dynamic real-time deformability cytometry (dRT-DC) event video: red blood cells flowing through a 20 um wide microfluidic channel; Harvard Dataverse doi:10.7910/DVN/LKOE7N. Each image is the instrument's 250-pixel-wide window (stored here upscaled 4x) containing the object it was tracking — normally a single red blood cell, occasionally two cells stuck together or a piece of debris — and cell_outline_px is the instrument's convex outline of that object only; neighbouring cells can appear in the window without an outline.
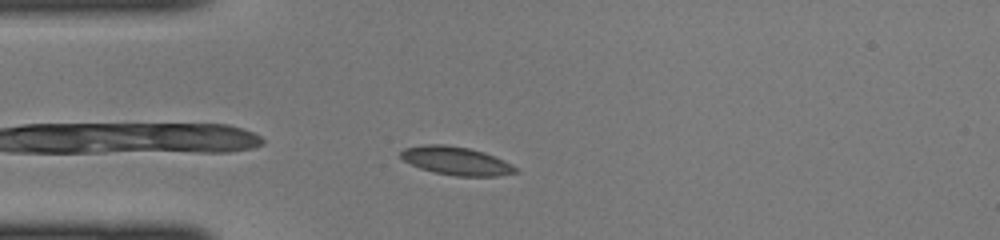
{"species": "common noctule bat (a hibernating species)", "species_latin": "Nyctalus noctula", "temperature_condition": "cold", "stored_images_in_passage": 36, "camera_frame_rate_fps": 3000, "um_per_image_px": 0.085, "animal": {"sex": "female", "body_mass_g": 22.0, "forearm_length_mm": 56.7}, "frame": {"image": 1, "passage_image": 3, "time_ms": 0.667, "image_size_px": [1000, 240], "cell_outline_px": [[520, 172], [496, 176], [456, 176], [432, 172], [420, 168], [404, 160], [400, 156], [400, 152], [404, 148], [424, 144], [444, 144], [468, 148], [484, 152], [504, 160], [512, 164]], "centroid_in_image_um": [38.78, 13.67], "position_along_channel_um": 46.2, "area_um2": 18.96}}
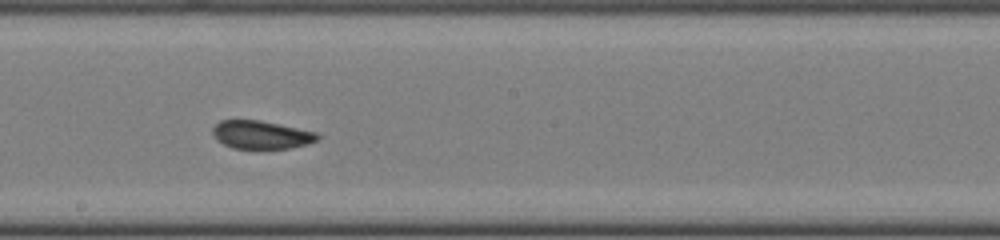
{"frame": {"image": 2, "passage_image": 16, "time_ms": 5.0, "image_size_px": [1000, 240], "cell_outline_px": [[320, 140], [308, 144], [292, 148], [232, 148], [216, 140], [212, 132], [212, 128], [220, 120], [260, 120], [316, 132], [320, 136]], "centroid_in_image_um": [22.21, 11.46], "position_along_channel_um": 226.0, "area_um2": 17.22}}
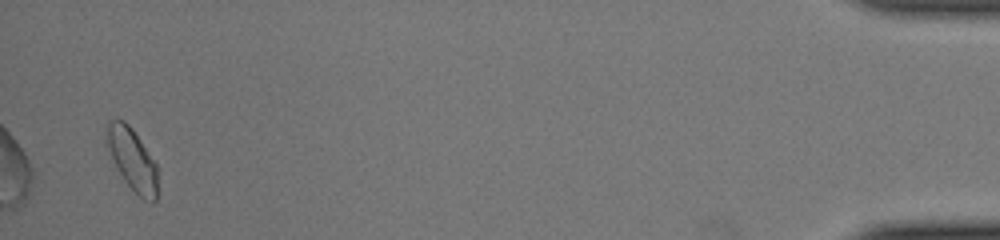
{"frame": {"image": 3, "passage_image": 35, "time_ms": 11.333, "image_size_px": [1000, 240], "cell_outline_px": [[156, 200], [152, 204], [144, 200], [124, 180], [104, 148], [108, 124], [112, 120], [124, 120], [132, 128], [156, 164]], "centroid_in_image_um": [11.19, 13.54], "position_along_channel_um": 424.0, "area_um2": 18.32}}